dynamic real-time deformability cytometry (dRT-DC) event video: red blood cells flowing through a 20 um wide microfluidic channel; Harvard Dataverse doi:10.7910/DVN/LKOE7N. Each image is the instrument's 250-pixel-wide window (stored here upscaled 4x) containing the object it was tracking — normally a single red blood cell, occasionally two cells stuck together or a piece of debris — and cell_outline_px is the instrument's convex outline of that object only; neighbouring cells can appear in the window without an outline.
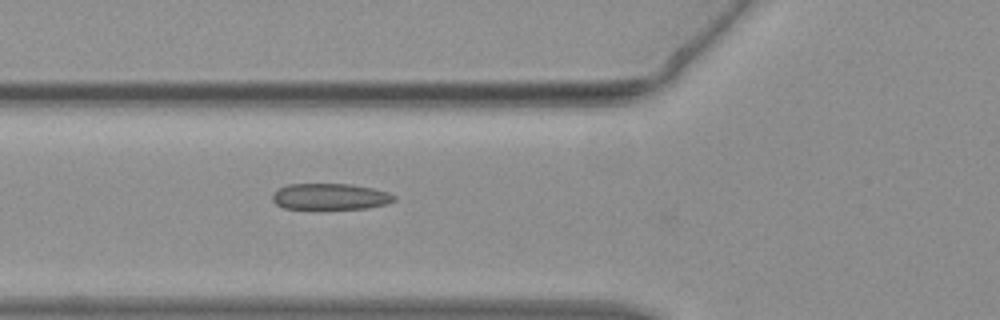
{"species": "common noctule bat (a hibernating species)", "species_latin": "Nyctalus noctula", "temperature_condition": "warm", "stored_images_in_passage": 39, "camera_frame_rate_fps": 3000, "um_per_image_px": 0.085, "animal": {"sex": "female", "body_mass_g": 19.3, "forearm_length_mm": 54.1}, "frame": {"image": 1, "passage_image": 11, "time_ms": 3.333, "image_size_px": [1000, 320], "cell_outline_px": [[396, 200], [388, 204], [364, 208], [284, 208], [276, 204], [272, 200], [272, 192], [276, 188], [288, 184], [352, 184], [372, 188], [388, 192], [396, 196]], "centroid_in_image_um": [28.05, 16.69], "position_along_channel_um": 97.8, "area_um2": 18.61}}
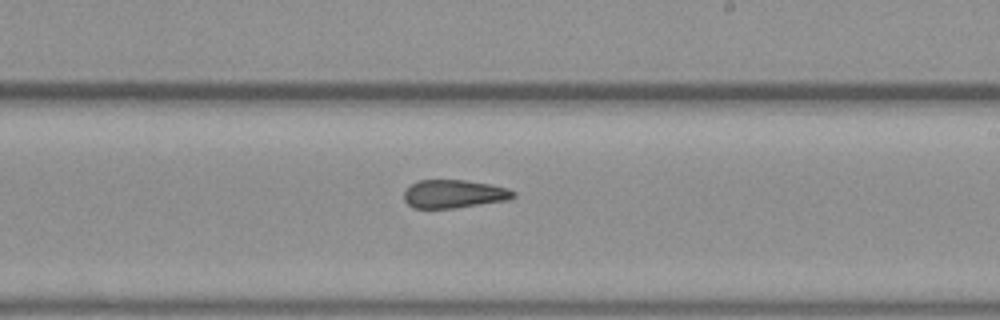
{"frame": {"image": 2, "passage_image": 21, "time_ms": 6.667, "image_size_px": [1000, 320], "cell_outline_px": [[516, 196], [508, 200], [452, 208], [412, 208], [404, 200], [404, 192], [412, 184], [420, 180], [464, 180], [492, 184], [508, 188], [516, 192]], "centroid_in_image_um": [38.61, 16.48], "position_along_channel_um": 250.4, "area_um2": 17.98}}
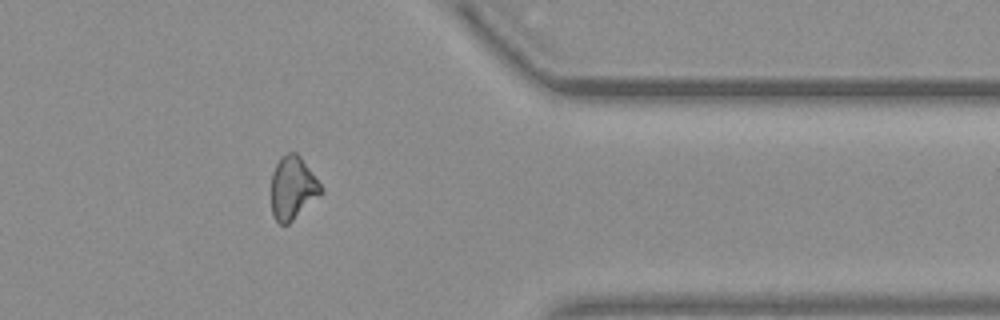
{"frame": {"image": 3, "passage_image": 31, "time_ms": 10.0, "image_size_px": [1000, 320], "cell_outline_px": [[324, 192], [320, 196], [288, 224], [280, 224], [276, 220], [272, 212], [272, 172], [280, 156], [288, 152], [296, 152], [300, 156], [324, 188]], "centroid_in_image_um": [24.9, 15.96], "position_along_channel_um": 386.5, "area_um2": 18.32}}